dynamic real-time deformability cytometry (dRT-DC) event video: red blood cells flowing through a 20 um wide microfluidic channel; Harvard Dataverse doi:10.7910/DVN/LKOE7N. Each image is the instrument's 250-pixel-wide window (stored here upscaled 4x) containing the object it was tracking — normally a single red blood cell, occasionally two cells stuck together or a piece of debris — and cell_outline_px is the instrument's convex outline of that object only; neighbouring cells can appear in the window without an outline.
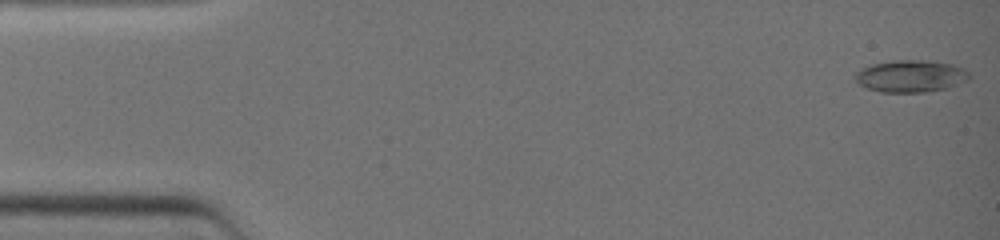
{"species": "common noctule bat (a hibernating species)", "species_latin": "Nyctalus noctula", "temperature_condition": "warm", "stored_images_in_passage": 20, "camera_frame_rate_fps": 3000, "um_per_image_px": 0.085, "animal": {"sex": "female", "body_mass_g": 19.0, "forearm_length_mm": 51.5}, "frame": {"image": 1, "passage_image": 1, "time_ms": 0.0, "image_size_px": [1000, 240], "cell_outline_px": [[972, 76], [968, 80], [948, 88], [924, 92], [880, 92], [868, 88], [860, 84], [852, 76], [856, 72], [872, 64], [892, 60], [928, 60], [952, 64], [964, 68]], "centroid_in_image_um": [77.44, 6.46], "position_along_channel_um": 7.6, "area_um2": 21.44}}
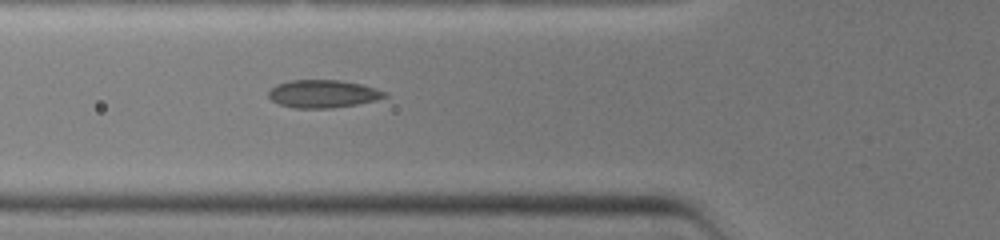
{"frame": {"image": 2, "passage_image": 15, "time_ms": 4.667, "image_size_px": [1000, 240], "cell_outline_px": [[388, 96], [376, 100], [356, 104], [332, 108], [292, 108], [280, 104], [272, 100], [268, 96], [268, 92], [276, 84], [288, 80], [340, 80], [360, 84], [376, 88], [388, 92]], "centroid_in_image_um": [27.46, 7.97], "position_along_channel_um": 98.3, "area_um2": 18.9}}
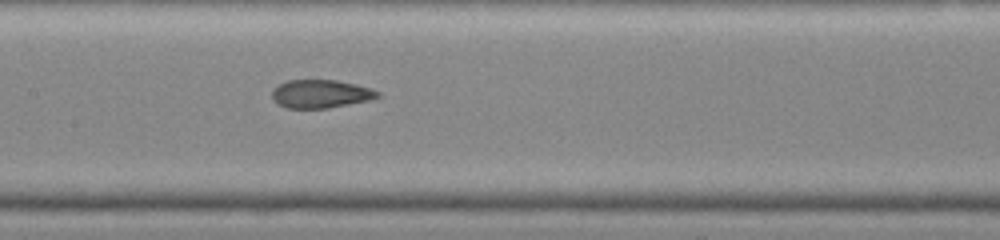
{"frame": {"image": 3, "passage_image": 20, "time_ms": 6.333, "image_size_px": [1000, 240], "cell_outline_px": [[380, 96], [368, 100], [328, 108], [288, 108], [276, 104], [272, 100], [272, 88], [288, 80], [336, 80], [356, 84], [372, 88], [380, 92]], "centroid_in_image_um": [27.23, 7.97], "position_along_channel_um": 180.2, "area_um2": 17.46}}